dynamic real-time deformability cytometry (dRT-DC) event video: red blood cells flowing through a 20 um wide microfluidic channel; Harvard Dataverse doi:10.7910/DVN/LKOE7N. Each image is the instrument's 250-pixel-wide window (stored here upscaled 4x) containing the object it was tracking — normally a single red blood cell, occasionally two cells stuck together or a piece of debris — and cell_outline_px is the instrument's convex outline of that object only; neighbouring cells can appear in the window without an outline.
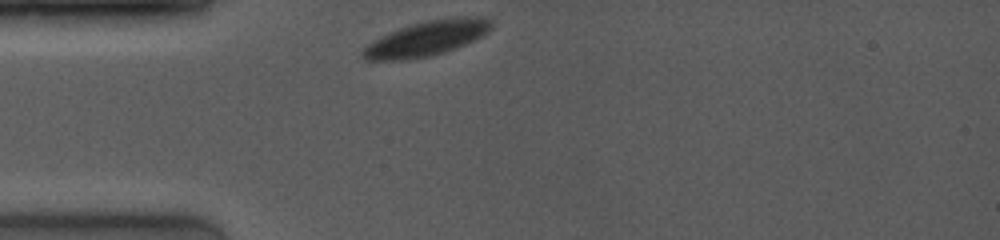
{"species": "common noctule bat (a hibernating species)", "species_latin": "Nyctalus noctula", "temperature_condition": "room temperature", "stored_images_in_passage": 57, "camera_frame_rate_fps": 4000, "um_per_image_px": 0.085, "animal": {"sex": "female", "body_mass_g": 19.0, "forearm_length_mm": 53.3}, "frame": {"image": 1, "passage_image": 1, "time_ms": 0.0, "image_size_px": [1000, 240], "cell_outline_px": [[492, 28], [488, 32], [476, 40], [444, 52], [432, 56], [404, 60], [364, 60], [360, 56], [360, 52], [372, 40], [380, 36], [400, 28], [424, 20], [464, 16], [480, 16], [492, 20]], "centroid_in_image_um": [36.27, 3.26], "position_along_channel_um": 48.7, "area_um2": 26.47}}
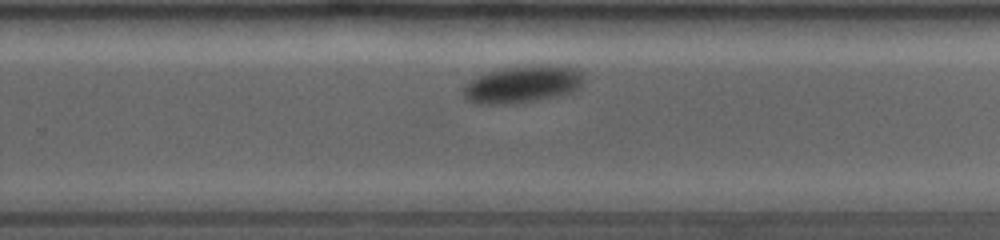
{"frame": {"image": 2, "passage_image": 36, "time_ms": 6.75, "image_size_px": [1000, 240], "cell_outline_px": [[580, 88], [576, 92], [564, 96], [516, 104], [480, 104], [468, 100], [464, 96], [464, 88], [472, 80], [480, 76], [492, 72], [508, 68], [540, 64], [564, 64], [576, 68], [580, 72]], "centroid_in_image_um": [44.53, 7.18], "position_along_channel_um": 285.3, "area_um2": 26.18}}
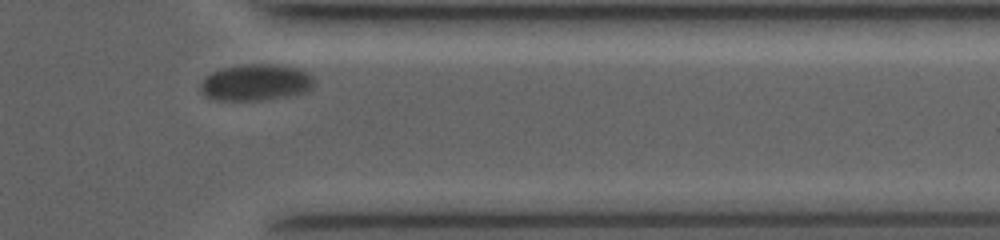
{"frame": {"image": 3, "passage_image": 52, "time_ms": 9.5, "image_size_px": [1000, 240], "cell_outline_px": [[316, 84], [312, 88], [304, 92], [292, 96], [268, 100], [216, 100], [204, 96], [200, 92], [200, 84], [204, 76], [212, 72], [224, 68], [248, 64], [268, 64], [296, 68], [308, 72], [316, 80]], "centroid_in_image_um": [21.75, 7.03], "position_along_channel_um": 389.6, "area_um2": 24.45}, "authors_computed_cell_mechanics": {"area_um2": 26.8192, "velocity_mm_per_s": 3.7134, "shape_relaxation_time_tau1_ms": 2.2962, "shape_relaxation_time_tau2_ms": null, "deformation_change_tau1": 0.0485, "deformation_change_tau2": null}}